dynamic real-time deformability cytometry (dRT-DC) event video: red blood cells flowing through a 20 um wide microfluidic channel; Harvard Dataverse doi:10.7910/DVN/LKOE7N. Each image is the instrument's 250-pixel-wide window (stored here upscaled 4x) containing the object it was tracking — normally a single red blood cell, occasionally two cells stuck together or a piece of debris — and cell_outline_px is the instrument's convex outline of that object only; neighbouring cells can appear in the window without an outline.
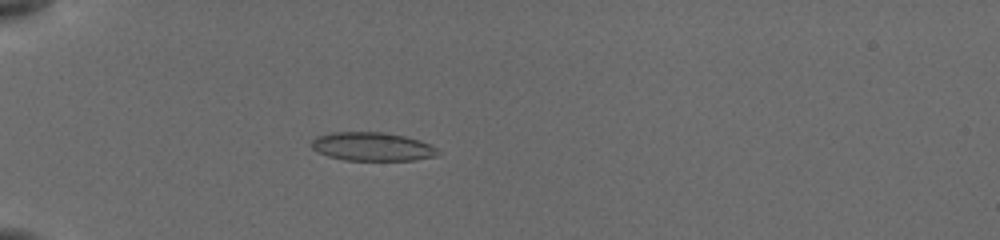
{"species": "common noctule bat (a hibernating species)", "species_latin": "Nyctalus noctula", "temperature_condition": "cold", "stored_images_in_passage": 52, "camera_frame_rate_fps": 3000, "um_per_image_px": 0.085, "animal": {"sex": "female", "body_mass_g": 19.5, "forearm_length_mm": 54.1}, "frame": {"image": 1, "passage_image": 1, "time_ms": 0.0, "image_size_px": [1000, 240], "cell_outline_px": [[440, 152], [436, 156], [412, 160], [344, 160], [328, 156], [316, 152], [312, 148], [312, 140], [316, 136], [332, 132], [380, 132], [404, 136], [420, 140], [436, 148]], "centroid_in_image_um": [31.61, 12.46], "position_along_channel_um": 53.4, "area_um2": 20.98}}
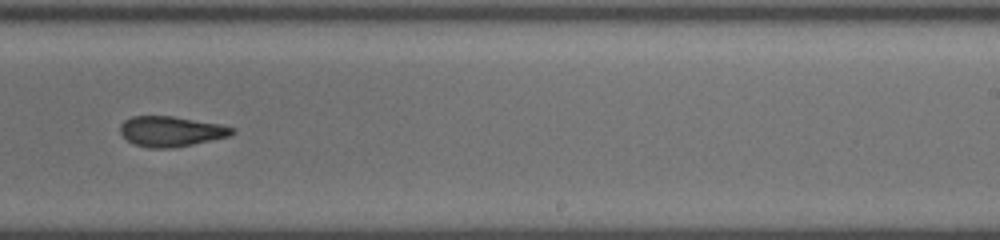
{"frame": {"image": 2, "passage_image": 27, "time_ms": 6.333, "image_size_px": [1000, 240], "cell_outline_px": [[236, 132], [228, 136], [192, 144], [172, 148], [148, 148], [132, 144], [120, 132], [120, 124], [124, 120], [132, 116], [172, 116], [220, 124], [236, 128]], "centroid_in_image_um": [14.52, 11.16], "position_along_channel_um": 274.5, "area_um2": 19.71}}
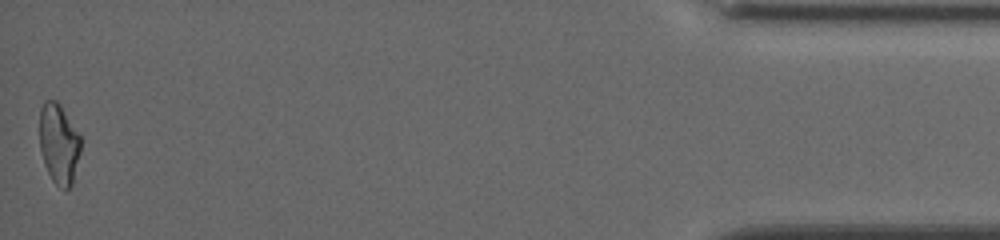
{"frame": {"image": 3, "passage_image": 52, "time_ms": 12.333, "image_size_px": [1000, 240], "cell_outline_px": [[80, 152], [72, 184], [64, 192], [52, 180], [44, 164], [40, 148], [40, 108], [44, 100], [56, 100], [60, 104], [80, 136]], "centroid_in_image_um": [4.99, 12.23], "position_along_channel_um": 430.2, "area_um2": 19.19}, "authors_computed_cell_mechanics": {"area_um2": 19.8543, "velocity_mm_per_s": 3.8721, "shape_relaxation_time_tau1_ms": 3.5706, "shape_relaxation_time_tau2_ms": 2.2534, "deformation_change_tau1": 0.1427, "deformation_change_tau2": 0.1076}}